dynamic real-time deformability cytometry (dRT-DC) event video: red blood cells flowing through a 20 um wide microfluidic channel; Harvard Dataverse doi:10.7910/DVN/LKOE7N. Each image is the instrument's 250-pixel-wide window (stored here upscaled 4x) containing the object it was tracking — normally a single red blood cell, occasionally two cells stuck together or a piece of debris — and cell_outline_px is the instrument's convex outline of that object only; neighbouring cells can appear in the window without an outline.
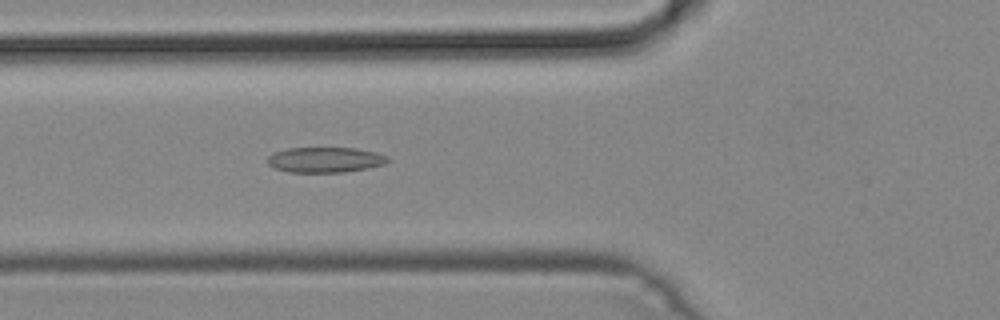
{"species": "common noctule bat (a hibernating species)", "species_latin": "Nyctalus noctula", "temperature_condition": "cold", "stored_images_in_passage": 48, "camera_frame_rate_fps": 3000, "um_per_image_px": 0.085, "animal": {"sex": "male", "body_mass_g": 19.2, "forearm_length_mm": 51.8}, "frame": {"image": 1, "passage_image": 17, "time_ms": 5.333, "image_size_px": [1000, 320], "cell_outline_px": [[392, 160], [384, 164], [368, 168], [344, 172], [288, 172], [272, 168], [268, 164], [268, 156], [272, 152], [288, 148], [356, 148], [376, 152], [388, 156]], "centroid_in_image_um": [27.64, 13.58], "position_along_channel_um": 98.2, "area_um2": 17.98}}
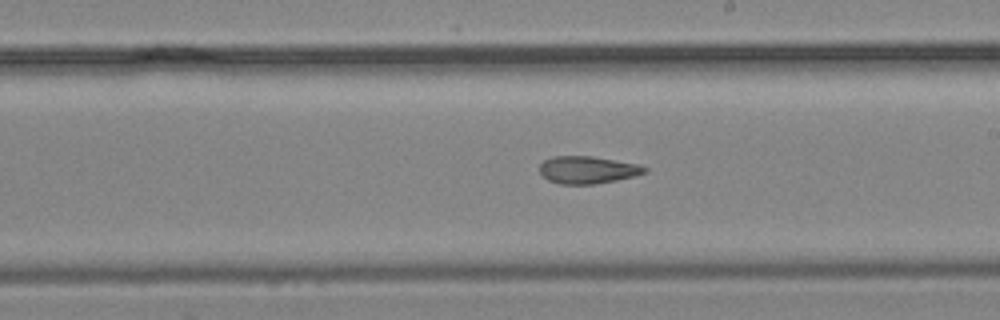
{"frame": {"image": 2, "passage_image": 27, "time_ms": 8.667, "image_size_px": [1000, 320], "cell_outline_px": [[648, 172], [636, 176], [616, 180], [592, 184], [560, 184], [548, 180], [540, 172], [540, 164], [544, 160], [552, 156], [592, 156], [640, 164], [648, 168]], "centroid_in_image_um": [49.98, 14.43], "position_along_channel_um": 239.0, "area_um2": 16.88}}
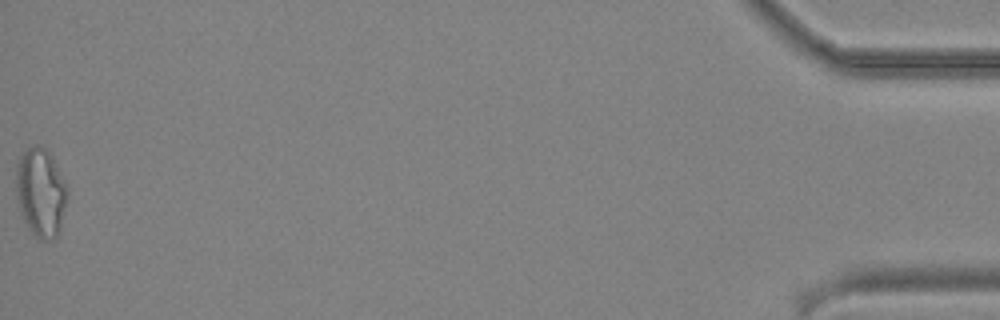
{"frame": {"image": 3, "passage_image": 48, "time_ms": 15.667, "image_size_px": [1000, 320], "cell_outline_px": [[68, 188], [60, 228], [56, 236], [52, 240], [40, 240], [28, 228], [24, 220], [16, 196], [16, 164], [20, 156], [28, 148], [36, 144], [44, 148], [52, 156]], "centroid_in_image_um": [3.45, 16.34], "position_along_channel_um": 431.8, "area_um2": 26.24}}